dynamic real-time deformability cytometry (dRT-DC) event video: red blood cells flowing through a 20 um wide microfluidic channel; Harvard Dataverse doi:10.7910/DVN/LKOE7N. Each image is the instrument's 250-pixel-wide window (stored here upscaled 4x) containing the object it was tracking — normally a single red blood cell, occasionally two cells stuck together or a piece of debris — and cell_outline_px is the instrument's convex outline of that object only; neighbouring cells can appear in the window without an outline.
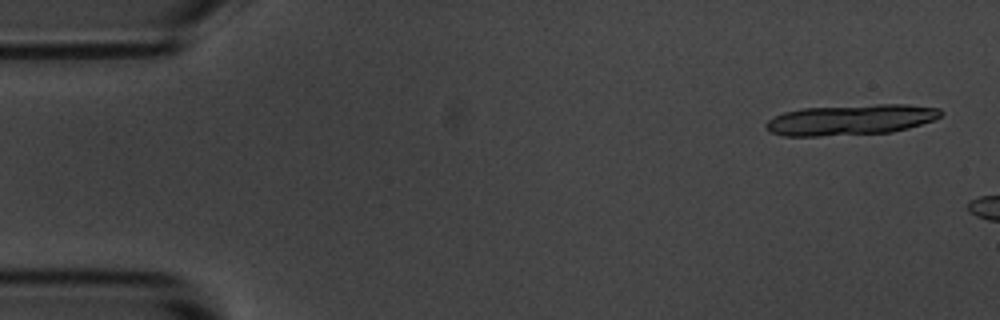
{"species": "common noctule bat (a hibernating species)", "species_latin": "Nyctalus noctula", "temperature_condition": "room temperature", "stored_images_in_passage": 6, "camera_frame_rate_fps": 3000, "um_per_image_px": 0.085, "animal": {"sex": "male", "body_mass_g": 20.1, "forearm_length_mm": 53.5}, "frame": {"image": 1, "passage_image": 1, "time_ms": 0.0, "image_size_px": [1000, 320], "cell_outline_px": [[944, 112], [940, 116], [932, 120], [908, 128], [892, 132], [820, 136], [784, 136], [772, 132], [764, 124], [768, 120], [784, 112], [804, 108], [876, 104], [904, 104], [940, 108]], "centroid_in_image_um": [72.33, 10.17], "position_along_channel_um": 12.7, "area_um2": 30.98}}